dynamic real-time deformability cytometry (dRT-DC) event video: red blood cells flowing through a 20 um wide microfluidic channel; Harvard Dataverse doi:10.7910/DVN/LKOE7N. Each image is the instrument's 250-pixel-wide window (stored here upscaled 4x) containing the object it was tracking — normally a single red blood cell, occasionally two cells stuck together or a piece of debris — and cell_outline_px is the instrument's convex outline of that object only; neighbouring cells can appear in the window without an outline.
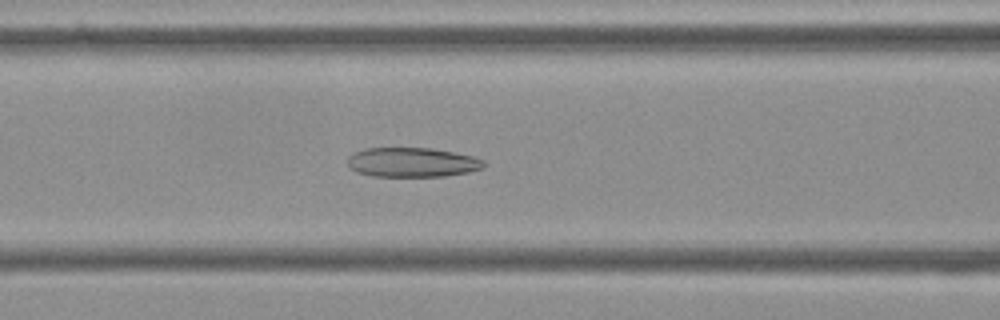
{"species": "Egyptian fruit bat (a non-hibernating species)", "species_latin": "Rousettus aegyptiacus", "temperature_condition": "cold", "stored_images_in_passage": 56, "camera_frame_rate_fps": 3000, "um_per_image_px": 0.085, "frame": {"image": 1, "passage_image": 23, "time_ms": 7.333, "image_size_px": [1000, 320], "cell_outline_px": [[484, 168], [468, 172], [444, 176], [372, 176], [356, 172], [348, 168], [348, 156], [352, 152], [364, 148], [432, 148], [472, 156], [484, 160]], "centroid_in_image_um": [34.98, 13.79], "position_along_channel_um": 131.6, "area_um2": 23.52}}
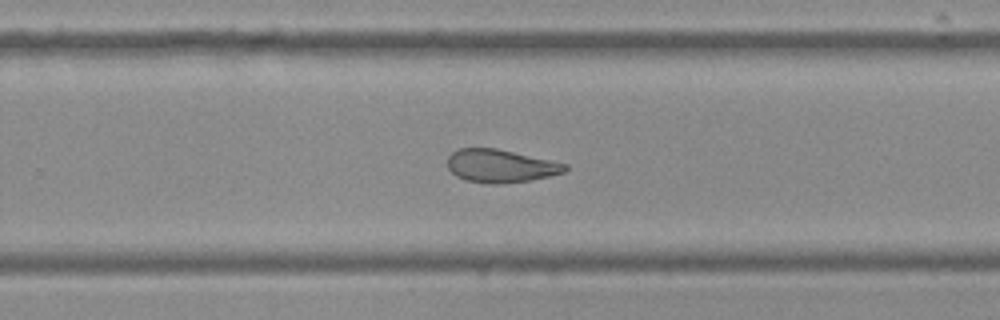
{"frame": {"image": 2, "passage_image": 36, "time_ms": 11.667, "image_size_px": [1000, 320], "cell_outline_px": [[568, 168], [564, 172], [548, 176], [528, 180], [496, 184], [488, 184], [468, 180], [456, 176], [448, 168], [448, 156], [452, 152], [460, 148], [496, 148], [568, 164]], "centroid_in_image_um": [42.53, 14.1], "position_along_channel_um": 287.3, "area_um2": 22.37}}
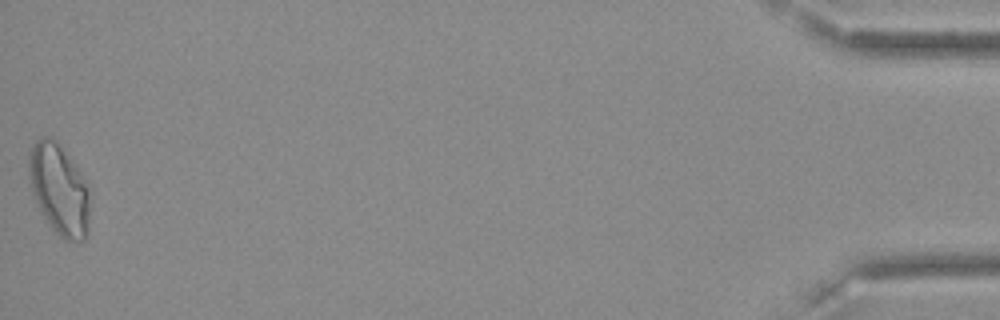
{"frame": {"image": 3, "passage_image": 56, "time_ms": 18.333, "image_size_px": [1000, 320], "cell_outline_px": [[88, 236], [84, 240], [64, 240], [44, 220], [40, 212], [32, 192], [28, 176], [28, 152], [36, 140], [40, 136], [52, 136], [56, 140], [76, 164], [88, 188]], "centroid_in_image_um": [4.99, 16.07], "position_along_channel_um": 430.2, "area_um2": 32.6}, "authors_computed_cell_mechanics": {"area_um2": 25.5187, "velocity_mm_per_s": 3.5966, "shape_relaxation_time_tau1_ms": null, "shape_relaxation_time_tau2_ms": 2.869, "deformation_change_tau1": null, "deformation_change_tau2": 0.1051}}